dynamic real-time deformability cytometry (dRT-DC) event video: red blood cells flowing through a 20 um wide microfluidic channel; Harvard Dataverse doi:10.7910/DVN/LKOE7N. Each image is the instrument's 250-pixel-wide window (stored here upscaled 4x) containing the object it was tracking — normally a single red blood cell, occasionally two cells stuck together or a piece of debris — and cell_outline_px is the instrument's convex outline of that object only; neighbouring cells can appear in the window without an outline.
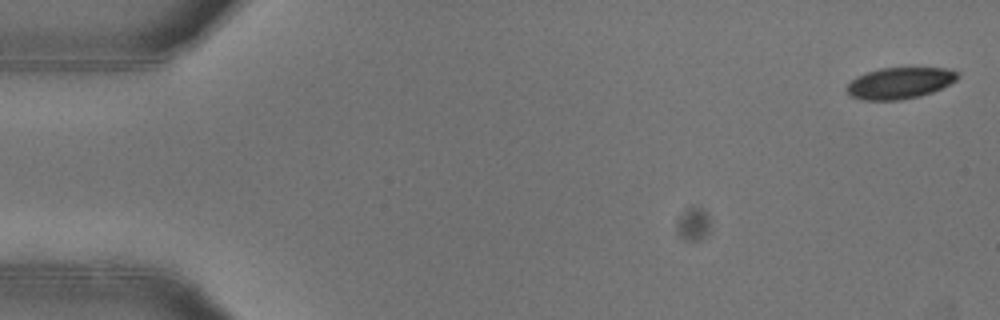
{"species": "common noctule bat (a hibernating species)", "species_latin": "Nyctalus noctula", "temperature_condition": "warm", "stored_images_in_passage": 53, "camera_frame_rate_fps": 3000, "um_per_image_px": 0.085, "animal": {"sex": "female"}, "frame": {"image": 1, "passage_image": 2, "time_ms": 0.333, "image_size_px": [1000, 320], "cell_outline_px": [[960, 76], [956, 80], [932, 92], [920, 96], [900, 100], [864, 100], [852, 96], [844, 88], [856, 76], [880, 68], [948, 68], [960, 72]], "centroid_in_image_um": [76.49, 7.05], "position_along_channel_um": 8.5, "area_um2": 20.23}}
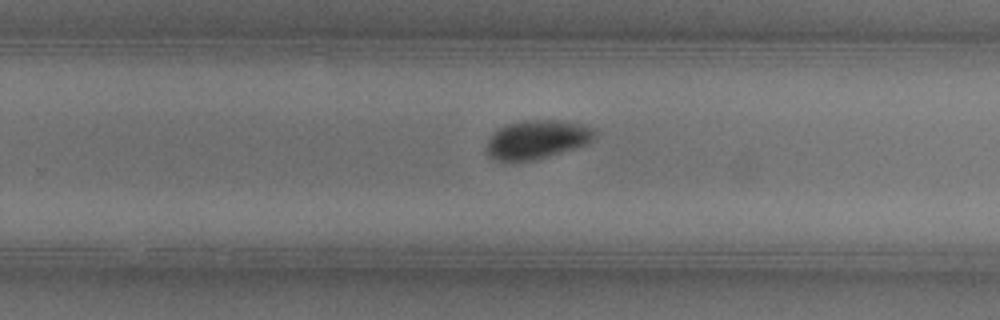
{"frame": {"image": 2, "passage_image": 34, "time_ms": 11.0, "image_size_px": [1000, 320], "cell_outline_px": [[596, 132], [592, 140], [588, 144], [536, 160], [496, 160], [488, 156], [488, 140], [492, 132], [508, 124], [524, 120], [564, 120], [580, 124], [592, 128]], "centroid_in_image_um": [45.66, 11.84], "position_along_channel_um": 284.1, "area_um2": 24.22}}
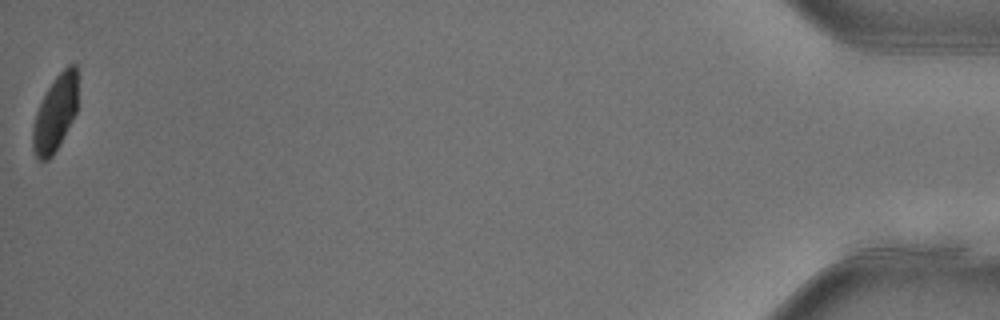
{"frame": {"image": 3, "passage_image": 53, "time_ms": 17.333, "image_size_px": [1000, 320], "cell_outline_px": [[76, 112], [60, 144], [52, 156], [48, 160], [36, 160], [32, 148], [32, 128], [36, 112], [48, 88], [56, 76], [68, 64], [76, 64]], "centroid_in_image_um": [4.66, 9.69], "position_along_channel_um": 430.5, "area_um2": 19.71}, "authors_computed_cell_mechanics": {"area_um2": 22.6576, "velocity_mm_per_s": 3.9508, "shape_relaxation_time_tau1_ms": 2.1768, "shape_relaxation_time_tau2_ms": 2.4217, "deformation_change_tau1": 0.1167, "deformation_change_tau2": 0.045}}